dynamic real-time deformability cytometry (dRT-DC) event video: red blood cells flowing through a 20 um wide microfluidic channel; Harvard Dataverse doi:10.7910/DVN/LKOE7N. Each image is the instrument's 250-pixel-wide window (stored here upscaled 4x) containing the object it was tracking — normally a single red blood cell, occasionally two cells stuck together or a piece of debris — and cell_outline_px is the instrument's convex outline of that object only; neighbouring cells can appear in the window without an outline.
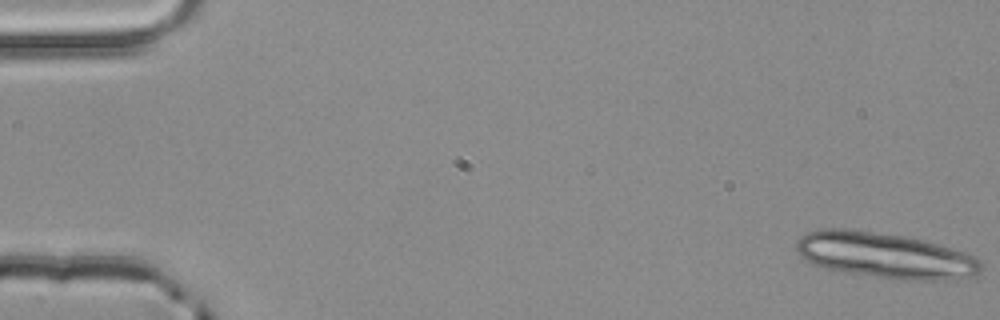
{"species": "common noctule bat (a hibernating species)", "species_latin": "Nyctalus noctula", "temperature_condition": "room temperature", "stored_images_in_passage": 5, "segment_of_instrument_passage": [1, 2], "camera_frame_rate_fps": 3000, "um_per_image_px": 0.085, "animal": {"sex": "male", "body_mass_g": 20.4}, "frame": {"image": 1, "passage_image": 1, "time_ms": 0.0, "image_size_px": [1000, 320], "cell_outline_px": [[984, 264], [980, 272], [976, 276], [960, 280], [900, 280], [844, 272], [824, 268], [812, 264], [804, 260], [796, 252], [796, 240], [800, 236], [808, 232], [820, 228], [844, 228], [904, 236], [936, 244], [964, 252], [980, 260]], "centroid_in_image_um": [75.22, 21.73], "position_along_channel_um": 9.8, "area_um2": 49.59}}